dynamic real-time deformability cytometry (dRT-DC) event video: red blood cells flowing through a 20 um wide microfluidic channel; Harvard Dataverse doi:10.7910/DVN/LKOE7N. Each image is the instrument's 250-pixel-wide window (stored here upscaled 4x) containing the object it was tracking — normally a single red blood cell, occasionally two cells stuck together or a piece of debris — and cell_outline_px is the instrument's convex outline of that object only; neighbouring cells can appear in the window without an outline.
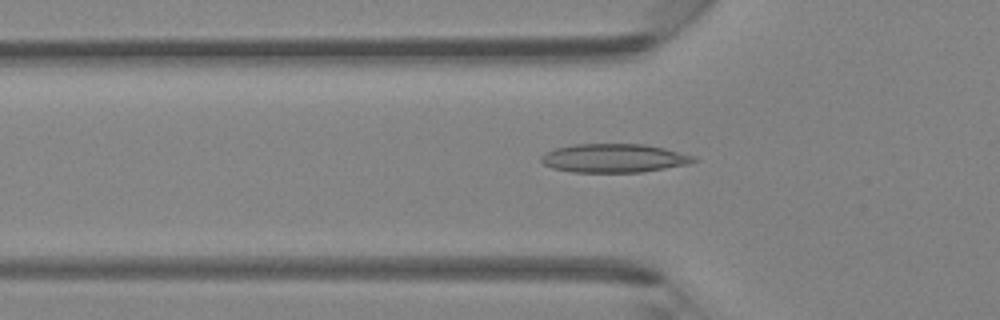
{"species": "Egyptian fruit bat (a non-hibernating species)", "species_latin": "Rousettus aegyptiacus", "temperature_condition": "room temperature", "stored_images_in_passage": 34, "camera_frame_rate_fps": 3000, "um_per_image_px": 0.085, "animal": {"sex": "female"}, "frame": {"image": 1, "passage_image": 9, "time_ms": 2.667, "image_size_px": [1000, 320], "cell_outline_px": [[700, 160], [688, 164], [640, 172], [572, 172], [552, 168], [544, 164], [540, 160], [540, 156], [544, 152], [556, 148], [572, 144], [644, 144], [664, 148], [696, 156]], "centroid_in_image_um": [52.18, 13.44], "position_along_channel_um": 73.6, "area_um2": 25.61}}
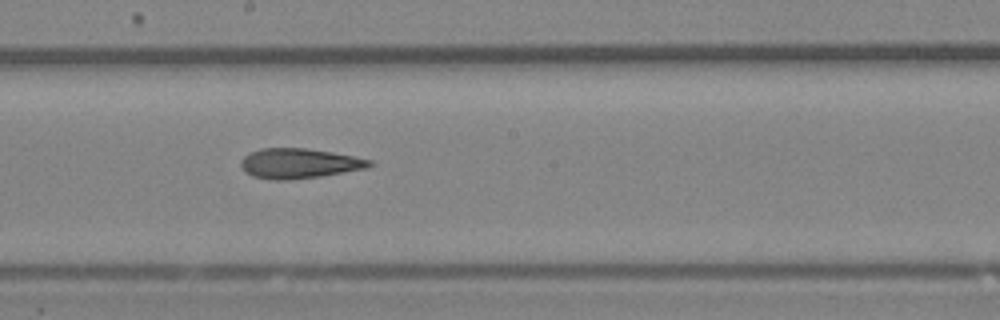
{"frame": {"image": 2, "passage_image": 19, "time_ms": 6.0, "image_size_px": [1000, 320], "cell_outline_px": [[376, 164], [368, 168], [320, 176], [288, 180], [272, 180], [252, 176], [244, 172], [240, 164], [240, 160], [244, 156], [260, 148], [304, 148], [332, 152], [372, 160]], "centroid_in_image_um": [25.42, 13.89], "position_along_channel_um": 222.8, "area_um2": 22.54}}
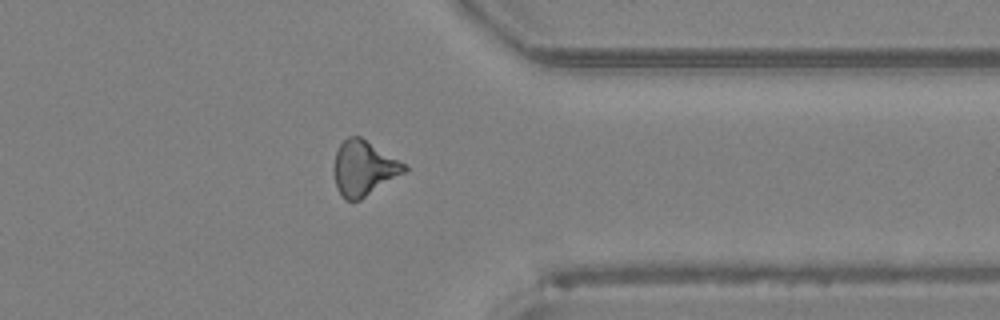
{"frame": {"image": 3, "passage_image": 30, "time_ms": 9.667, "image_size_px": [1000, 320], "cell_outline_px": [[408, 168], [404, 172], [360, 200], [344, 200], [336, 188], [332, 172], [332, 168], [336, 152], [340, 144], [348, 136], [360, 136], [404, 164]], "centroid_in_image_um": [30.84, 14.31], "position_along_channel_um": 380.6, "area_um2": 22.31}}